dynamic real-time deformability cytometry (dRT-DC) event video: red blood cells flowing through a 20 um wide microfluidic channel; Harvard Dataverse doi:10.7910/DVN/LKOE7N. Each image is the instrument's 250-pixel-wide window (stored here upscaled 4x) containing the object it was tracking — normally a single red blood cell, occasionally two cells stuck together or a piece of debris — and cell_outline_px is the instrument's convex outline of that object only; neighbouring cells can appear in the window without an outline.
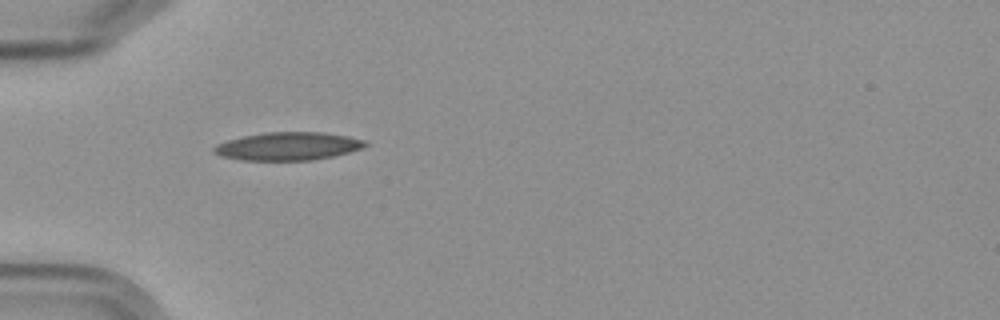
{"species": "Egyptian fruit bat (a non-hibernating species)", "species_latin": "Rousettus aegyptiacus", "temperature_condition": "cold", "stored_images_in_passage": 5, "camera_frame_rate_fps": 3000, "um_per_image_px": 0.085, "frame": {"image": 1, "passage_image": 3, "time_ms": 2.333, "image_size_px": [1000, 320], "cell_outline_px": [[368, 144], [360, 148], [348, 152], [332, 156], [312, 160], [240, 160], [220, 156], [212, 152], [212, 148], [216, 144], [228, 140], [244, 136], [264, 132], [324, 132], [348, 136], [368, 140]], "centroid_in_image_um": [24.46, 12.42], "position_along_channel_um": 60.5, "area_um2": 24.8}}
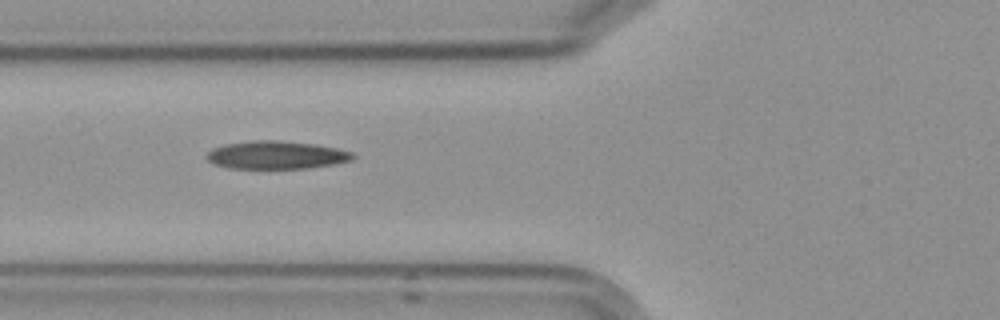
{"frame": {"image": 2, "passage_image": 4, "time_ms": 3.667, "image_size_px": [1000, 320], "cell_outline_px": [[356, 156], [352, 160], [332, 164], [304, 168], [232, 168], [216, 164], [208, 160], [204, 156], [212, 148], [224, 144], [248, 140], [280, 140], [316, 144], [340, 148], [352, 152]], "centroid_in_image_um": [23.49, 13.15], "position_along_channel_um": 102.3, "area_um2": 23.93}}
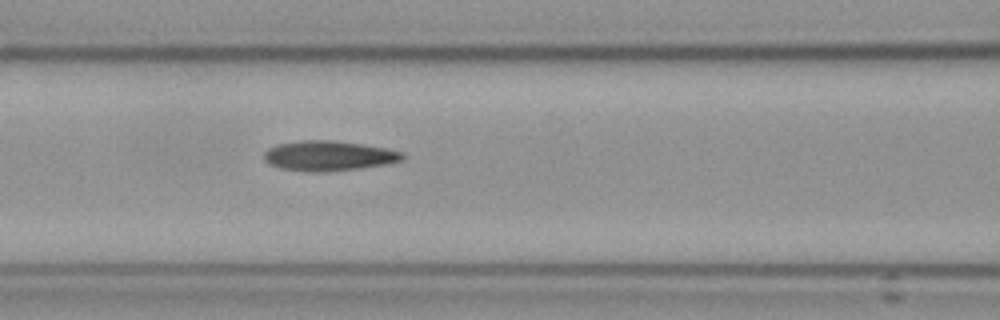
{"frame": {"image": 3, "passage_image": 5, "time_ms": 4.667, "image_size_px": [1000, 320], "cell_outline_px": [[404, 160], [384, 164], [360, 168], [324, 172], [312, 172], [280, 168], [268, 164], [264, 160], [264, 152], [268, 148], [276, 144], [300, 140], [332, 140], [360, 144], [384, 148], [404, 152]], "centroid_in_image_um": [27.89, 13.24], "position_along_channel_um": 138.7, "area_um2": 24.22}}